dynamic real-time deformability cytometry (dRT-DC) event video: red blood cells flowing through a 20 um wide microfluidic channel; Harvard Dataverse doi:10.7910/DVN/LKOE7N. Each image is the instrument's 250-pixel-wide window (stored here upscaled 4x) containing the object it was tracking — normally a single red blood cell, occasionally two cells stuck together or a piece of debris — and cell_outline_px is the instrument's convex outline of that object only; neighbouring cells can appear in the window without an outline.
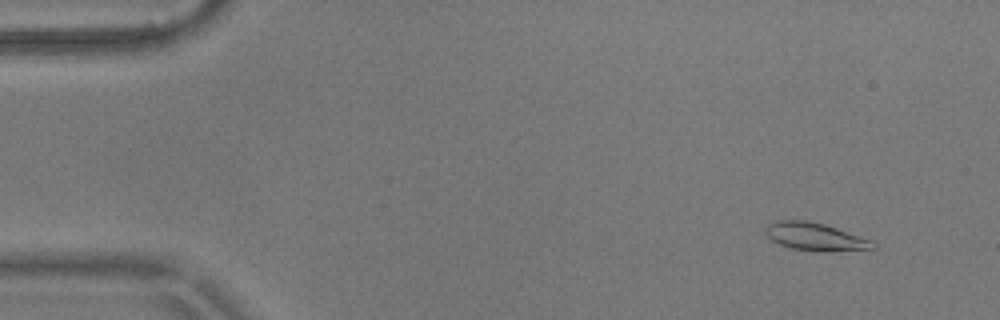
{"species": "common noctule bat (a hibernating species)", "species_latin": "Nyctalus noctula", "temperature_condition": "warm", "stored_images_in_passage": 4, "camera_frame_rate_fps": 3000, "um_per_image_px": 0.085, "animal": {"sex": "male", "body_mass_g": 17.9}, "frame": {"image": 1, "passage_image": 2, "time_ms": 0.333, "image_size_px": [1000, 320], "cell_outline_px": [[876, 248], [828, 252], [816, 252], [792, 248], [780, 244], [772, 240], [764, 232], [764, 228], [768, 224], [776, 220], [808, 220], [824, 224], [872, 240], [876, 244]], "centroid_in_image_um": [69.28, 20.12], "position_along_channel_um": 15.7, "area_um2": 17.51}}